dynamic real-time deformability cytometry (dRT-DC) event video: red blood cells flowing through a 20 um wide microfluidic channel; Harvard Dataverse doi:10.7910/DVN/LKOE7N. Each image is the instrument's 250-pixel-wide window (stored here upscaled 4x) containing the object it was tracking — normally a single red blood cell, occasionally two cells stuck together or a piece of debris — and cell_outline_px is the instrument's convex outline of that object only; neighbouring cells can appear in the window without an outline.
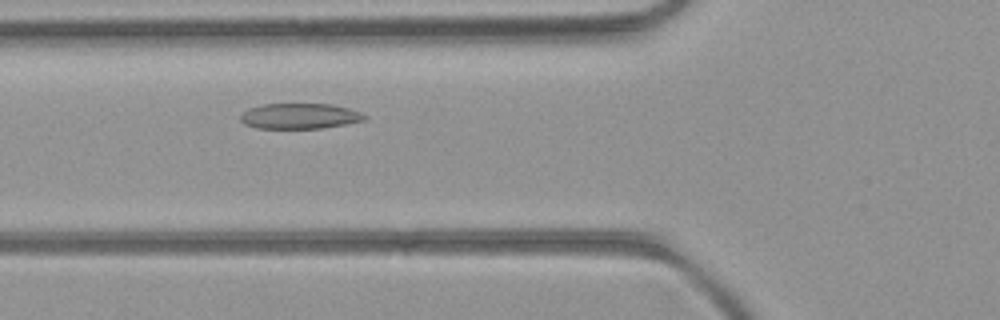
{"species": "common noctule bat (a hibernating species)", "species_latin": "Nyctalus noctula", "temperature_condition": "room temperature", "stored_images_in_passage": 39, "camera_frame_rate_fps": 3000, "um_per_image_px": 0.085, "animal": {"sex": "female", "body_mass_g": 21.9}, "frame": {"image": 1, "passage_image": 7, "time_ms": 2.0, "image_size_px": [1000, 320], "cell_outline_px": [[368, 116], [364, 120], [324, 128], [256, 128], [244, 124], [240, 120], [240, 116], [248, 108], [260, 104], [332, 104], [348, 108], [360, 112]], "centroid_in_image_um": [25.45, 9.86], "position_along_channel_um": 100.3, "area_um2": 18.44}}
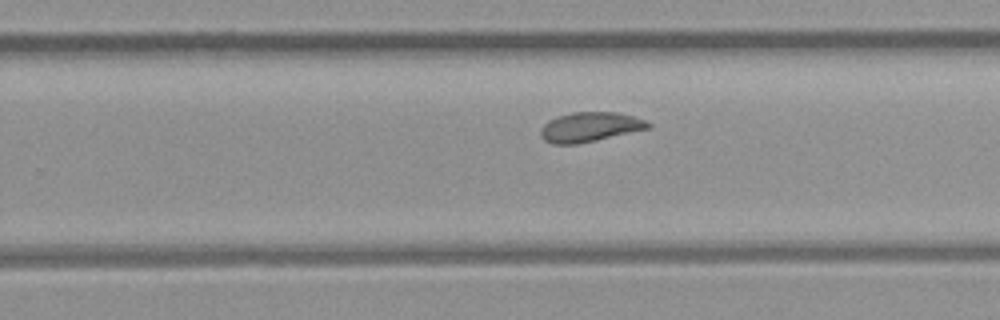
{"frame": {"image": 2, "passage_image": 20, "time_ms": 6.333, "image_size_px": [1000, 320], "cell_outline_px": [[652, 128], [596, 140], [576, 144], [552, 144], [544, 140], [540, 136], [540, 128], [548, 120], [556, 116], [572, 112], [616, 112], [632, 116], [644, 120], [652, 124]], "centroid_in_image_um": [50.12, 10.79], "position_along_channel_um": 279.7, "area_um2": 18.67}}
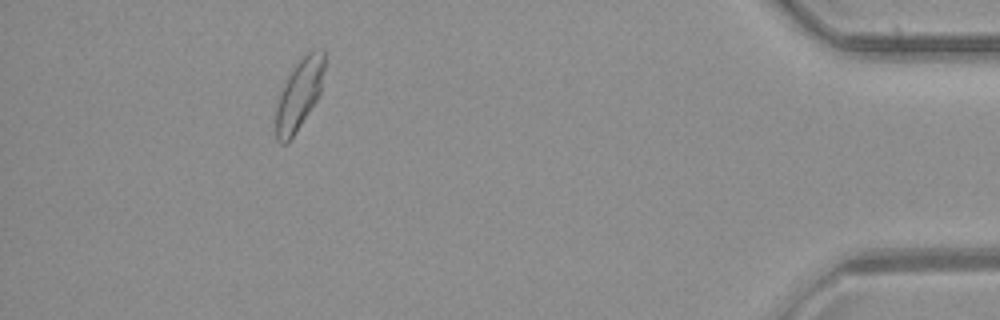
{"frame": {"image": 3, "passage_image": 34, "time_ms": 11.0, "image_size_px": [1000, 320], "cell_outline_px": [[324, 68], [320, 92], [316, 100], [288, 144], [280, 144], [276, 140], [276, 108], [280, 92], [292, 68], [300, 56], [304, 52], [312, 48], [324, 48]], "centroid_in_image_um": [25.43, 7.96], "position_along_channel_um": 409.8, "area_um2": 20.17}}